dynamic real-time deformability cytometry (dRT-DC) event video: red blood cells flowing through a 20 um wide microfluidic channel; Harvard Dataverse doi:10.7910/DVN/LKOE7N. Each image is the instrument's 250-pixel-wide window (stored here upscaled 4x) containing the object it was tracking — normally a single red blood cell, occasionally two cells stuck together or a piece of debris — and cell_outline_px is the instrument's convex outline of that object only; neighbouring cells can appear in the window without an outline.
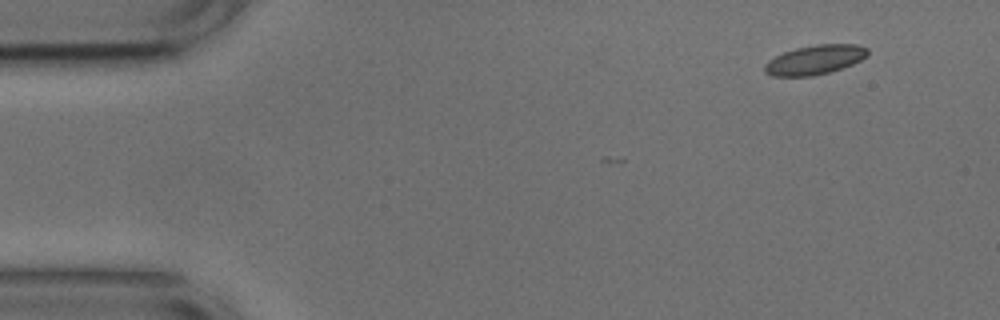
{"species": "common noctule bat (a hibernating species)", "species_latin": "Nyctalus noctula", "temperature_condition": "cold", "stored_images_in_passage": 3, "camera_frame_rate_fps": 3000, "um_per_image_px": 0.085, "animal": {"sex": "male", "body_mass_g": 17.9, "forearm_length_mm": 54.2}, "frame": {"image": 1, "passage_image": 1, "time_ms": 0.0, "image_size_px": [1000, 320], "cell_outline_px": [[868, 56], [852, 64], [828, 72], [812, 76], [772, 76], [764, 72], [764, 64], [768, 60], [784, 52], [796, 48], [816, 44], [860, 44], [868, 48]], "centroid_in_image_um": [69.26, 5.07], "position_along_channel_um": 15.7, "area_um2": 17.63}}